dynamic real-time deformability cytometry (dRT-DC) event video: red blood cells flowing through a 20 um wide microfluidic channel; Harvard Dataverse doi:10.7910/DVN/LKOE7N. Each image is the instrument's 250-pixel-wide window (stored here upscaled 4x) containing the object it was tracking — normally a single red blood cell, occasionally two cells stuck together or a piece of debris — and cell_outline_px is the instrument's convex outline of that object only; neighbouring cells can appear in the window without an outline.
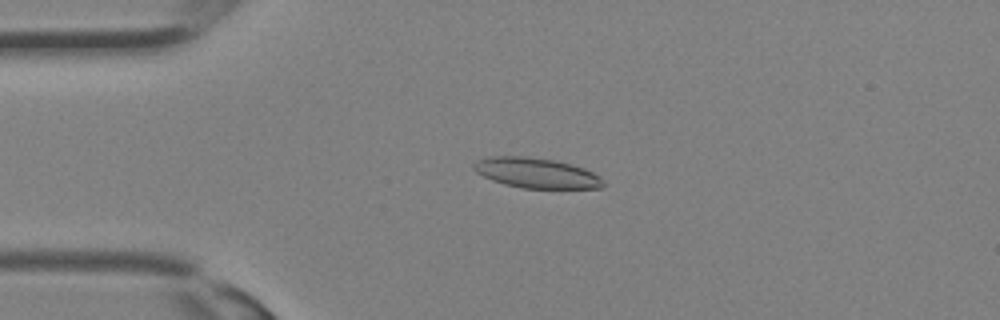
{"species": "Egyptian fruit bat (a non-hibernating species)", "species_latin": "Rousettus aegyptiacus", "temperature_condition": "room temperature", "stored_images_in_passage": 9, "camera_frame_rate_fps": 3000, "um_per_image_px": 0.085, "animal": {"sex": "female"}, "frame": {"image": 1, "passage_image": 8, "time_ms": 2.333, "image_size_px": [1000, 320], "cell_outline_px": [[604, 188], [524, 188], [504, 184], [492, 180], [476, 172], [472, 168], [472, 164], [476, 160], [488, 156], [528, 156], [556, 160], [584, 168], [592, 172], [604, 180]], "centroid_in_image_um": [45.56, 14.69], "position_along_channel_um": 39.4, "area_um2": 22.89}}